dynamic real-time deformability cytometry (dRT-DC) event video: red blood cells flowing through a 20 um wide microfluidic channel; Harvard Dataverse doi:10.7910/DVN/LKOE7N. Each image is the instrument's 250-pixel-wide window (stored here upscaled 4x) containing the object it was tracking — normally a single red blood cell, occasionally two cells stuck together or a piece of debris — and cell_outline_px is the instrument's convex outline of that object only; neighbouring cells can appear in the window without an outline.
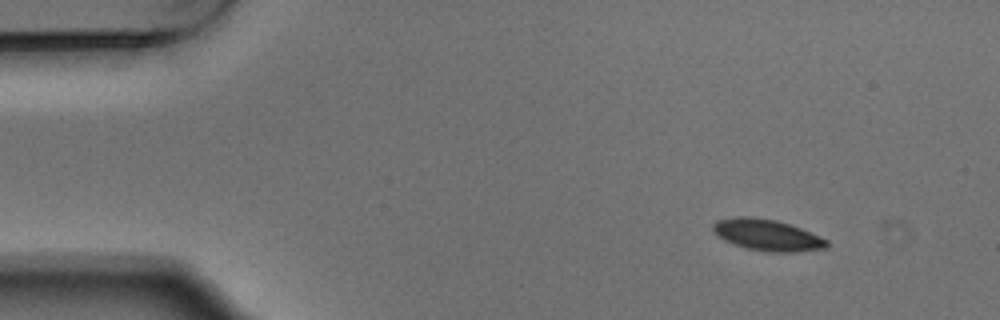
{"species": "Egyptian fruit bat (a non-hibernating species)", "species_latin": "Rousettus aegyptiacus", "temperature_condition": "warm", "stored_images_in_passage": 4, "camera_frame_rate_fps": 3000, "um_per_image_px": 0.085, "animal": {"sex": "male"}, "frame": {"image": 1, "passage_image": 1, "time_ms": 0.0, "image_size_px": [1000, 320], "cell_outline_px": [[828, 248], [792, 252], [768, 252], [744, 248], [724, 240], [712, 232], [712, 224], [716, 220], [736, 216], [752, 216], [776, 220], [800, 228], [820, 236], [828, 240]], "centroid_in_image_um": [65.17, 19.97], "position_along_channel_um": 19.8, "area_um2": 20.98}}
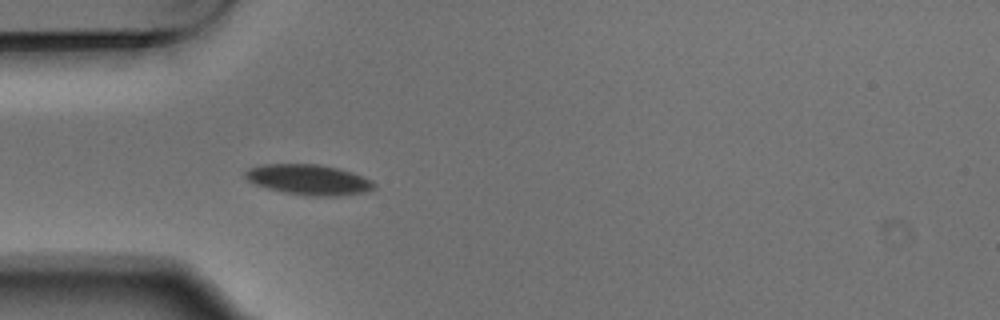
{"frame": {"image": 2, "passage_image": 4, "time_ms": 1.0, "image_size_px": [1000, 320], "cell_outline_px": [[376, 188], [368, 192], [340, 196], [312, 196], [284, 192], [268, 188], [256, 184], [248, 180], [244, 176], [244, 172], [248, 168], [264, 164], [320, 164], [340, 168], [364, 176], [372, 180], [376, 184]], "centroid_in_image_um": [26.31, 15.27], "position_along_channel_um": 58.7, "area_um2": 23.06}}